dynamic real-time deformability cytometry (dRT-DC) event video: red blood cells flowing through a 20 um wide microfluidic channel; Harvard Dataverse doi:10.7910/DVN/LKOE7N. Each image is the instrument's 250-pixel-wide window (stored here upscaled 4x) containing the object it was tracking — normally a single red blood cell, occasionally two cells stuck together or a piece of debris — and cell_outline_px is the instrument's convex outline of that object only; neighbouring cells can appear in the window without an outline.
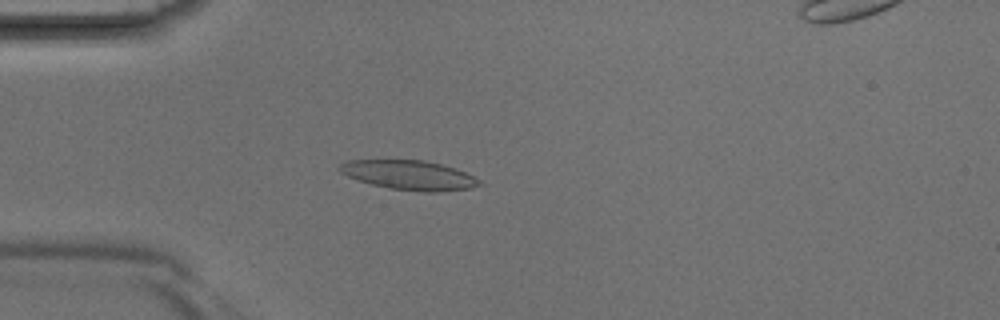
{"species": "Egyptian fruit bat (a non-hibernating species)", "species_latin": "Rousettus aegyptiacus", "temperature_condition": "room temperature", "stored_images_in_passage": 41, "segment_of_instrument_passage": [1, 2], "camera_frame_rate_fps": 3000, "um_per_image_px": 0.085, "animal": {"sex": "male"}, "frame": {"image": 1, "passage_image": 10, "time_ms": 3.0, "image_size_px": [1000, 320], "cell_outline_px": [[484, 184], [472, 188], [436, 192], [424, 192], [388, 188], [372, 184], [348, 176], [340, 172], [336, 168], [340, 164], [348, 160], [424, 160], [440, 164], [464, 172], [480, 180]], "centroid_in_image_um": [34.77, 14.89], "position_along_channel_um": 50.2, "area_um2": 23.81}}
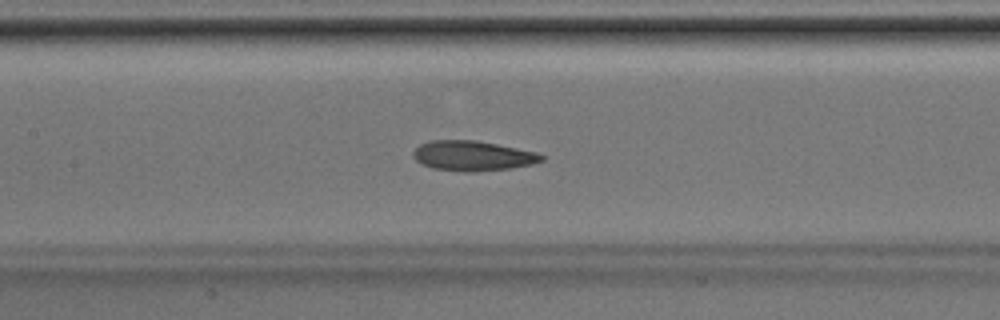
{"frame": {"image": 2, "passage_image": 18, "time_ms": 5.667, "image_size_px": [1000, 320], "cell_outline_px": [[544, 160], [532, 164], [512, 168], [472, 172], [464, 172], [432, 168], [416, 160], [412, 156], [412, 152], [420, 144], [432, 140], [476, 140], [536, 152], [544, 156]], "centroid_in_image_um": [40.17, 13.25], "position_along_channel_um": 167.2, "area_um2": 22.37}}
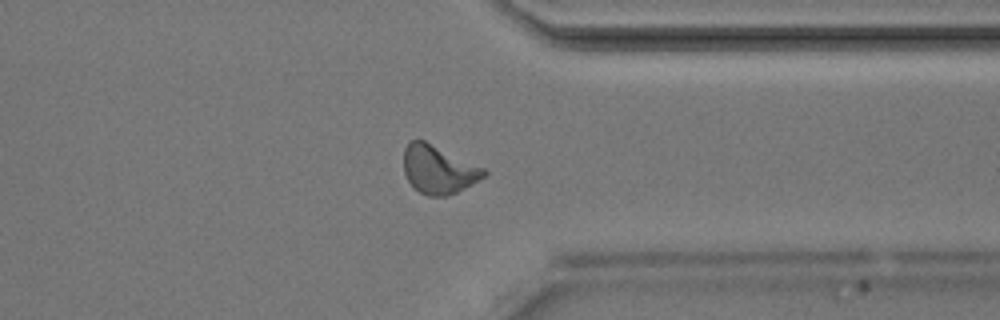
{"frame": {"image": 3, "passage_image": 31, "time_ms": 10.0, "image_size_px": [1000, 320], "cell_outline_px": [[488, 172], [484, 176], [464, 188], [448, 196], [428, 196], [420, 192], [408, 180], [404, 172], [404, 148], [412, 140], [424, 140], [484, 168]], "centroid_in_image_um": [37.25, 14.41], "position_along_channel_um": 374.1, "area_um2": 22.14}}